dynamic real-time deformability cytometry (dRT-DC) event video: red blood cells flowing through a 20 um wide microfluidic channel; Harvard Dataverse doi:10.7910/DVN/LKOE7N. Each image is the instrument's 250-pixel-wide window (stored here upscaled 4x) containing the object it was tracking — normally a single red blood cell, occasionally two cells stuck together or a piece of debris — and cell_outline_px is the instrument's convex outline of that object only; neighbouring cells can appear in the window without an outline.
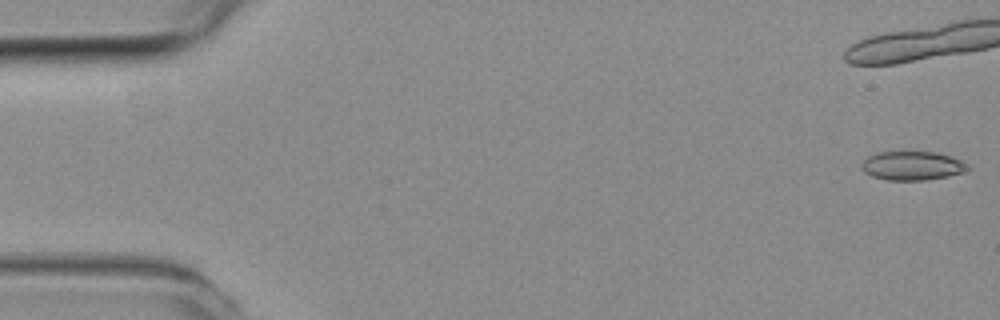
{"species": "common noctule bat (a hibernating species)", "species_latin": "Nyctalus noctula", "temperature_condition": "room temperature", "stored_images_in_passage": 21, "camera_frame_rate_fps": 3000, "um_per_image_px": 0.085, "animal": {"sex": "female", "body_mass_g": 19.3, "forearm_length_mm": 54.1}, "frame": {"image": 1, "passage_image": 1, "time_ms": 0.0, "image_size_px": [1000, 320], "cell_outline_px": [[972, 168], [964, 172], [948, 176], [928, 180], [888, 180], [872, 176], [864, 172], [864, 160], [868, 156], [880, 152], [936, 152], [952, 156], [968, 164]], "centroid_in_image_um": [77.62, 14.09], "position_along_channel_um": 7.4, "area_um2": 17.8}}